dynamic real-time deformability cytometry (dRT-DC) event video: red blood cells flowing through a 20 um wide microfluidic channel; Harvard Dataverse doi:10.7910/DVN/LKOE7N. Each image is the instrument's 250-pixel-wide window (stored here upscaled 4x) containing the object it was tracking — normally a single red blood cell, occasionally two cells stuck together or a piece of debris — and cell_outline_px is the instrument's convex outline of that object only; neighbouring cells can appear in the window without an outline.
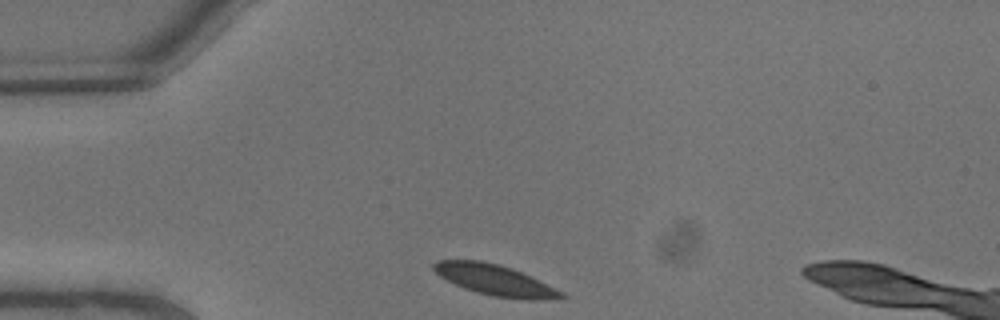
{"species": "common noctule bat (a hibernating species)", "species_latin": "Nyctalus noctula", "temperature_condition": "warm", "stored_images_in_passage": 2, "camera_frame_rate_fps": 3000, "um_per_image_px": 0.085, "animal": {"sex": "male", "body_mass_g": 13.3}, "frame": {"image": 1, "passage_image": 1, "time_ms": 0.0, "image_size_px": [1000, 320], "cell_outline_px": [[568, 296], [544, 300], [524, 300], [492, 296], [476, 292], [464, 288], [440, 276], [432, 268], [432, 264], [436, 260], [480, 260], [500, 264], [512, 268], [564, 292]], "centroid_in_image_um": [42.08, 23.81], "position_along_channel_um": 42.9, "area_um2": 22.83}}